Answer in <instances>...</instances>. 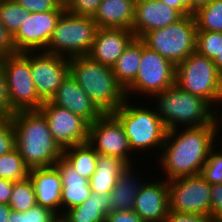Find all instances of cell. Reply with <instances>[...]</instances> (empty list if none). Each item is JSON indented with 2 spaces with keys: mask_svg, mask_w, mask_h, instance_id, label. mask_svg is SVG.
I'll return each mask as SVG.
<instances>
[{
  "mask_svg": "<svg viewBox=\"0 0 222 222\" xmlns=\"http://www.w3.org/2000/svg\"><path fill=\"white\" fill-rule=\"evenodd\" d=\"M134 38L129 29L98 28L87 56L102 65L112 67Z\"/></svg>",
  "mask_w": 222,
  "mask_h": 222,
  "instance_id": "18",
  "label": "cell"
},
{
  "mask_svg": "<svg viewBox=\"0 0 222 222\" xmlns=\"http://www.w3.org/2000/svg\"><path fill=\"white\" fill-rule=\"evenodd\" d=\"M132 166L128 165L121 172L114 189L110 192L109 203L111 211H134L135 198L145 183V177L143 178V175L133 169L136 163ZM135 172H138V174Z\"/></svg>",
  "mask_w": 222,
  "mask_h": 222,
  "instance_id": "23",
  "label": "cell"
},
{
  "mask_svg": "<svg viewBox=\"0 0 222 222\" xmlns=\"http://www.w3.org/2000/svg\"><path fill=\"white\" fill-rule=\"evenodd\" d=\"M29 13L47 12L52 10H66L57 0H16Z\"/></svg>",
  "mask_w": 222,
  "mask_h": 222,
  "instance_id": "37",
  "label": "cell"
},
{
  "mask_svg": "<svg viewBox=\"0 0 222 222\" xmlns=\"http://www.w3.org/2000/svg\"><path fill=\"white\" fill-rule=\"evenodd\" d=\"M87 142L98 154L118 157L127 165H133V156H137L131 151L121 123L112 114H103L89 124Z\"/></svg>",
  "mask_w": 222,
  "mask_h": 222,
  "instance_id": "12",
  "label": "cell"
},
{
  "mask_svg": "<svg viewBox=\"0 0 222 222\" xmlns=\"http://www.w3.org/2000/svg\"><path fill=\"white\" fill-rule=\"evenodd\" d=\"M15 148L29 168L54 166L63 155L40 110L16 111L11 117Z\"/></svg>",
  "mask_w": 222,
  "mask_h": 222,
  "instance_id": "2",
  "label": "cell"
},
{
  "mask_svg": "<svg viewBox=\"0 0 222 222\" xmlns=\"http://www.w3.org/2000/svg\"><path fill=\"white\" fill-rule=\"evenodd\" d=\"M105 222H145L134 211H110L105 218Z\"/></svg>",
  "mask_w": 222,
  "mask_h": 222,
  "instance_id": "42",
  "label": "cell"
},
{
  "mask_svg": "<svg viewBox=\"0 0 222 222\" xmlns=\"http://www.w3.org/2000/svg\"><path fill=\"white\" fill-rule=\"evenodd\" d=\"M64 11L52 10L25 15V21L13 35V43L16 51H44Z\"/></svg>",
  "mask_w": 222,
  "mask_h": 222,
  "instance_id": "14",
  "label": "cell"
},
{
  "mask_svg": "<svg viewBox=\"0 0 222 222\" xmlns=\"http://www.w3.org/2000/svg\"><path fill=\"white\" fill-rule=\"evenodd\" d=\"M49 101L82 117L89 124H92L103 115L70 74L61 83Z\"/></svg>",
  "mask_w": 222,
  "mask_h": 222,
  "instance_id": "19",
  "label": "cell"
},
{
  "mask_svg": "<svg viewBox=\"0 0 222 222\" xmlns=\"http://www.w3.org/2000/svg\"><path fill=\"white\" fill-rule=\"evenodd\" d=\"M197 26L193 15H186L177 22L146 33L141 40L175 66L196 50Z\"/></svg>",
  "mask_w": 222,
  "mask_h": 222,
  "instance_id": "8",
  "label": "cell"
},
{
  "mask_svg": "<svg viewBox=\"0 0 222 222\" xmlns=\"http://www.w3.org/2000/svg\"><path fill=\"white\" fill-rule=\"evenodd\" d=\"M12 211V208L8 204H2L0 203V222H7L10 213Z\"/></svg>",
  "mask_w": 222,
  "mask_h": 222,
  "instance_id": "47",
  "label": "cell"
},
{
  "mask_svg": "<svg viewBox=\"0 0 222 222\" xmlns=\"http://www.w3.org/2000/svg\"><path fill=\"white\" fill-rule=\"evenodd\" d=\"M97 30L98 25L92 17L78 16L65 10L43 52L67 58L87 56Z\"/></svg>",
  "mask_w": 222,
  "mask_h": 222,
  "instance_id": "6",
  "label": "cell"
},
{
  "mask_svg": "<svg viewBox=\"0 0 222 222\" xmlns=\"http://www.w3.org/2000/svg\"><path fill=\"white\" fill-rule=\"evenodd\" d=\"M69 74L103 114H112L124 104L125 89L117 82L112 67L88 56L69 58Z\"/></svg>",
  "mask_w": 222,
  "mask_h": 222,
  "instance_id": "3",
  "label": "cell"
},
{
  "mask_svg": "<svg viewBox=\"0 0 222 222\" xmlns=\"http://www.w3.org/2000/svg\"><path fill=\"white\" fill-rule=\"evenodd\" d=\"M16 48L13 43V35L0 22V64H3L6 56L16 54Z\"/></svg>",
  "mask_w": 222,
  "mask_h": 222,
  "instance_id": "39",
  "label": "cell"
},
{
  "mask_svg": "<svg viewBox=\"0 0 222 222\" xmlns=\"http://www.w3.org/2000/svg\"><path fill=\"white\" fill-rule=\"evenodd\" d=\"M30 67L38 95L48 101L69 75V58L43 51L30 52Z\"/></svg>",
  "mask_w": 222,
  "mask_h": 222,
  "instance_id": "15",
  "label": "cell"
},
{
  "mask_svg": "<svg viewBox=\"0 0 222 222\" xmlns=\"http://www.w3.org/2000/svg\"><path fill=\"white\" fill-rule=\"evenodd\" d=\"M39 110L47 119L50 132L62 150L88 141L89 123L82 117L49 100L44 101Z\"/></svg>",
  "mask_w": 222,
  "mask_h": 222,
  "instance_id": "13",
  "label": "cell"
},
{
  "mask_svg": "<svg viewBox=\"0 0 222 222\" xmlns=\"http://www.w3.org/2000/svg\"><path fill=\"white\" fill-rule=\"evenodd\" d=\"M29 176V168L25 165L19 151L14 148L0 156V178L21 181Z\"/></svg>",
  "mask_w": 222,
  "mask_h": 222,
  "instance_id": "28",
  "label": "cell"
},
{
  "mask_svg": "<svg viewBox=\"0 0 222 222\" xmlns=\"http://www.w3.org/2000/svg\"><path fill=\"white\" fill-rule=\"evenodd\" d=\"M179 129L167 130L161 152H158V166H161L167 181L200 174L210 149L220 143L216 140L215 122Z\"/></svg>",
  "mask_w": 222,
  "mask_h": 222,
  "instance_id": "1",
  "label": "cell"
},
{
  "mask_svg": "<svg viewBox=\"0 0 222 222\" xmlns=\"http://www.w3.org/2000/svg\"><path fill=\"white\" fill-rule=\"evenodd\" d=\"M213 62L215 63L219 73L222 75V50H221L220 54H218L214 58Z\"/></svg>",
  "mask_w": 222,
  "mask_h": 222,
  "instance_id": "48",
  "label": "cell"
},
{
  "mask_svg": "<svg viewBox=\"0 0 222 222\" xmlns=\"http://www.w3.org/2000/svg\"><path fill=\"white\" fill-rule=\"evenodd\" d=\"M183 16L160 0H136L132 32L142 38L152 30H158L177 22Z\"/></svg>",
  "mask_w": 222,
  "mask_h": 222,
  "instance_id": "16",
  "label": "cell"
},
{
  "mask_svg": "<svg viewBox=\"0 0 222 222\" xmlns=\"http://www.w3.org/2000/svg\"><path fill=\"white\" fill-rule=\"evenodd\" d=\"M59 1L62 5H66L70 0H57Z\"/></svg>",
  "mask_w": 222,
  "mask_h": 222,
  "instance_id": "49",
  "label": "cell"
},
{
  "mask_svg": "<svg viewBox=\"0 0 222 222\" xmlns=\"http://www.w3.org/2000/svg\"><path fill=\"white\" fill-rule=\"evenodd\" d=\"M133 100L126 98L112 115L121 123L124 132L129 140L131 151L136 155L146 151L161 152L165 141L167 129L157 114L155 106L151 109L146 105L137 106ZM132 102V103H131ZM155 108V109H154ZM151 149V150H149ZM145 150V151H144Z\"/></svg>",
  "mask_w": 222,
  "mask_h": 222,
  "instance_id": "5",
  "label": "cell"
},
{
  "mask_svg": "<svg viewBox=\"0 0 222 222\" xmlns=\"http://www.w3.org/2000/svg\"><path fill=\"white\" fill-rule=\"evenodd\" d=\"M177 10L182 16L189 15V0H160Z\"/></svg>",
  "mask_w": 222,
  "mask_h": 222,
  "instance_id": "44",
  "label": "cell"
},
{
  "mask_svg": "<svg viewBox=\"0 0 222 222\" xmlns=\"http://www.w3.org/2000/svg\"><path fill=\"white\" fill-rule=\"evenodd\" d=\"M61 175V215L65 210L84 203L91 195L89 179L80 176L77 171L61 157L54 165Z\"/></svg>",
  "mask_w": 222,
  "mask_h": 222,
  "instance_id": "21",
  "label": "cell"
},
{
  "mask_svg": "<svg viewBox=\"0 0 222 222\" xmlns=\"http://www.w3.org/2000/svg\"><path fill=\"white\" fill-rule=\"evenodd\" d=\"M213 0H189V15L195 14L199 9L207 6Z\"/></svg>",
  "mask_w": 222,
  "mask_h": 222,
  "instance_id": "46",
  "label": "cell"
},
{
  "mask_svg": "<svg viewBox=\"0 0 222 222\" xmlns=\"http://www.w3.org/2000/svg\"><path fill=\"white\" fill-rule=\"evenodd\" d=\"M0 116H12V105L3 64H0Z\"/></svg>",
  "mask_w": 222,
  "mask_h": 222,
  "instance_id": "38",
  "label": "cell"
},
{
  "mask_svg": "<svg viewBox=\"0 0 222 222\" xmlns=\"http://www.w3.org/2000/svg\"><path fill=\"white\" fill-rule=\"evenodd\" d=\"M14 181L0 178V203L8 204L13 191Z\"/></svg>",
  "mask_w": 222,
  "mask_h": 222,
  "instance_id": "43",
  "label": "cell"
},
{
  "mask_svg": "<svg viewBox=\"0 0 222 222\" xmlns=\"http://www.w3.org/2000/svg\"><path fill=\"white\" fill-rule=\"evenodd\" d=\"M216 146L215 144L210 149L208 158L200 172V175L209 185L222 184V148Z\"/></svg>",
  "mask_w": 222,
  "mask_h": 222,
  "instance_id": "33",
  "label": "cell"
},
{
  "mask_svg": "<svg viewBox=\"0 0 222 222\" xmlns=\"http://www.w3.org/2000/svg\"><path fill=\"white\" fill-rule=\"evenodd\" d=\"M176 66L159 53L149 49L142 41L140 66L135 80L125 89L126 98L130 95L147 96L171 88L175 84ZM133 93V94H132Z\"/></svg>",
  "mask_w": 222,
  "mask_h": 222,
  "instance_id": "9",
  "label": "cell"
},
{
  "mask_svg": "<svg viewBox=\"0 0 222 222\" xmlns=\"http://www.w3.org/2000/svg\"><path fill=\"white\" fill-rule=\"evenodd\" d=\"M15 148V133L10 117L0 116V156Z\"/></svg>",
  "mask_w": 222,
  "mask_h": 222,
  "instance_id": "35",
  "label": "cell"
},
{
  "mask_svg": "<svg viewBox=\"0 0 222 222\" xmlns=\"http://www.w3.org/2000/svg\"><path fill=\"white\" fill-rule=\"evenodd\" d=\"M110 193H91L81 205L65 210L59 217L61 222H105L106 215L111 211Z\"/></svg>",
  "mask_w": 222,
  "mask_h": 222,
  "instance_id": "24",
  "label": "cell"
},
{
  "mask_svg": "<svg viewBox=\"0 0 222 222\" xmlns=\"http://www.w3.org/2000/svg\"><path fill=\"white\" fill-rule=\"evenodd\" d=\"M29 12L16 0H0V22L14 35Z\"/></svg>",
  "mask_w": 222,
  "mask_h": 222,
  "instance_id": "31",
  "label": "cell"
},
{
  "mask_svg": "<svg viewBox=\"0 0 222 222\" xmlns=\"http://www.w3.org/2000/svg\"><path fill=\"white\" fill-rule=\"evenodd\" d=\"M36 203L61 216V175L55 166L29 169Z\"/></svg>",
  "mask_w": 222,
  "mask_h": 222,
  "instance_id": "20",
  "label": "cell"
},
{
  "mask_svg": "<svg viewBox=\"0 0 222 222\" xmlns=\"http://www.w3.org/2000/svg\"><path fill=\"white\" fill-rule=\"evenodd\" d=\"M136 0H102L92 17L98 28L131 30L135 18Z\"/></svg>",
  "mask_w": 222,
  "mask_h": 222,
  "instance_id": "22",
  "label": "cell"
},
{
  "mask_svg": "<svg viewBox=\"0 0 222 222\" xmlns=\"http://www.w3.org/2000/svg\"><path fill=\"white\" fill-rule=\"evenodd\" d=\"M167 183L170 211L210 215L211 185L200 174L175 178Z\"/></svg>",
  "mask_w": 222,
  "mask_h": 222,
  "instance_id": "11",
  "label": "cell"
},
{
  "mask_svg": "<svg viewBox=\"0 0 222 222\" xmlns=\"http://www.w3.org/2000/svg\"><path fill=\"white\" fill-rule=\"evenodd\" d=\"M102 0H70L65 8L78 16L93 17Z\"/></svg>",
  "mask_w": 222,
  "mask_h": 222,
  "instance_id": "36",
  "label": "cell"
},
{
  "mask_svg": "<svg viewBox=\"0 0 222 222\" xmlns=\"http://www.w3.org/2000/svg\"><path fill=\"white\" fill-rule=\"evenodd\" d=\"M142 53V40L134 38L112 66L117 82L126 89L136 78Z\"/></svg>",
  "mask_w": 222,
  "mask_h": 222,
  "instance_id": "26",
  "label": "cell"
},
{
  "mask_svg": "<svg viewBox=\"0 0 222 222\" xmlns=\"http://www.w3.org/2000/svg\"><path fill=\"white\" fill-rule=\"evenodd\" d=\"M217 105H219L220 107L222 106V95L220 96V99L218 100V103ZM219 106H216L215 108V112H214V122H215V125H216V132H217V140L219 141V138H222L219 134L221 133V129H222V108L220 109ZM219 107V108H218ZM220 127V128H219ZM220 130V131H219ZM219 131V132H218ZM219 135V137H218Z\"/></svg>",
  "mask_w": 222,
  "mask_h": 222,
  "instance_id": "45",
  "label": "cell"
},
{
  "mask_svg": "<svg viewBox=\"0 0 222 222\" xmlns=\"http://www.w3.org/2000/svg\"><path fill=\"white\" fill-rule=\"evenodd\" d=\"M210 215L214 221L222 222V184L211 185Z\"/></svg>",
  "mask_w": 222,
  "mask_h": 222,
  "instance_id": "41",
  "label": "cell"
},
{
  "mask_svg": "<svg viewBox=\"0 0 222 222\" xmlns=\"http://www.w3.org/2000/svg\"><path fill=\"white\" fill-rule=\"evenodd\" d=\"M163 179L146 181L136 195L134 212L145 222H164L168 215L169 190L167 180Z\"/></svg>",
  "mask_w": 222,
  "mask_h": 222,
  "instance_id": "17",
  "label": "cell"
},
{
  "mask_svg": "<svg viewBox=\"0 0 222 222\" xmlns=\"http://www.w3.org/2000/svg\"><path fill=\"white\" fill-rule=\"evenodd\" d=\"M193 16L197 30L222 32V0H213Z\"/></svg>",
  "mask_w": 222,
  "mask_h": 222,
  "instance_id": "29",
  "label": "cell"
},
{
  "mask_svg": "<svg viewBox=\"0 0 222 222\" xmlns=\"http://www.w3.org/2000/svg\"><path fill=\"white\" fill-rule=\"evenodd\" d=\"M12 115L16 111L39 110L44 100L38 95L32 79L30 52L8 55L3 63Z\"/></svg>",
  "mask_w": 222,
  "mask_h": 222,
  "instance_id": "10",
  "label": "cell"
},
{
  "mask_svg": "<svg viewBox=\"0 0 222 222\" xmlns=\"http://www.w3.org/2000/svg\"><path fill=\"white\" fill-rule=\"evenodd\" d=\"M127 166L118 157L98 154L96 171L89 179L92 192L110 193L114 189L119 175Z\"/></svg>",
  "mask_w": 222,
  "mask_h": 222,
  "instance_id": "25",
  "label": "cell"
},
{
  "mask_svg": "<svg viewBox=\"0 0 222 222\" xmlns=\"http://www.w3.org/2000/svg\"><path fill=\"white\" fill-rule=\"evenodd\" d=\"M175 85L204 98L214 108L222 95V75L215 63L196 51L176 65Z\"/></svg>",
  "mask_w": 222,
  "mask_h": 222,
  "instance_id": "7",
  "label": "cell"
},
{
  "mask_svg": "<svg viewBox=\"0 0 222 222\" xmlns=\"http://www.w3.org/2000/svg\"><path fill=\"white\" fill-rule=\"evenodd\" d=\"M62 157L87 179L96 171L98 153L88 142L64 149Z\"/></svg>",
  "mask_w": 222,
  "mask_h": 222,
  "instance_id": "27",
  "label": "cell"
},
{
  "mask_svg": "<svg viewBox=\"0 0 222 222\" xmlns=\"http://www.w3.org/2000/svg\"><path fill=\"white\" fill-rule=\"evenodd\" d=\"M59 217L50 209L36 204L26 212L12 210L7 222H57Z\"/></svg>",
  "mask_w": 222,
  "mask_h": 222,
  "instance_id": "34",
  "label": "cell"
},
{
  "mask_svg": "<svg viewBox=\"0 0 222 222\" xmlns=\"http://www.w3.org/2000/svg\"><path fill=\"white\" fill-rule=\"evenodd\" d=\"M164 222H214V220L211 215L179 213L169 210Z\"/></svg>",
  "mask_w": 222,
  "mask_h": 222,
  "instance_id": "40",
  "label": "cell"
},
{
  "mask_svg": "<svg viewBox=\"0 0 222 222\" xmlns=\"http://www.w3.org/2000/svg\"><path fill=\"white\" fill-rule=\"evenodd\" d=\"M221 50L222 32L197 30L195 50L197 53L214 60Z\"/></svg>",
  "mask_w": 222,
  "mask_h": 222,
  "instance_id": "32",
  "label": "cell"
},
{
  "mask_svg": "<svg viewBox=\"0 0 222 222\" xmlns=\"http://www.w3.org/2000/svg\"><path fill=\"white\" fill-rule=\"evenodd\" d=\"M153 105L167 130L214 123L215 108L204 98L183 91L175 84L155 94ZM156 99V100H155Z\"/></svg>",
  "mask_w": 222,
  "mask_h": 222,
  "instance_id": "4",
  "label": "cell"
},
{
  "mask_svg": "<svg viewBox=\"0 0 222 222\" xmlns=\"http://www.w3.org/2000/svg\"><path fill=\"white\" fill-rule=\"evenodd\" d=\"M36 196L32 181L26 179L14 182L13 191L8 205L12 210L26 212L36 205Z\"/></svg>",
  "mask_w": 222,
  "mask_h": 222,
  "instance_id": "30",
  "label": "cell"
}]
</instances>
